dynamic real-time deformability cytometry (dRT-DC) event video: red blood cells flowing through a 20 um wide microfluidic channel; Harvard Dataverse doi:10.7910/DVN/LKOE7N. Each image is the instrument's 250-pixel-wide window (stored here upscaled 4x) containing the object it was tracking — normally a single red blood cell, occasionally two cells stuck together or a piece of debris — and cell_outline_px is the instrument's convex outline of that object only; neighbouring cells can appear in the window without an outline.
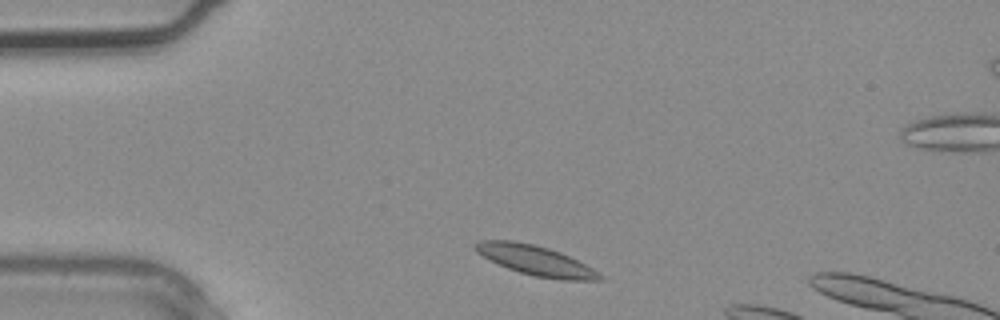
{"species": "common noctule bat (a hibernating species)", "species_latin": "Nyctalus noctula", "temperature_condition": "warm", "stored_images_in_passage": 2, "segment_of_instrument_passage": [2, 2], "camera_frame_rate_fps": 3000, "um_per_image_px": 0.085, "animal": {"sex": "male", "body_mass_g": 20.4}, "frame": {"image": 1, "passage_image": 2, "time_ms": 0.333, "image_size_px": [1000, 320], "cell_outline_px": [[604, 280], [560, 280], [536, 276], [520, 272], [508, 268], [476, 252], [476, 244], [480, 240], [512, 240], [532, 244], [548, 248], [560, 252], [600, 272], [604, 276]], "centroid_in_image_um": [45.59, 22.15], "position_along_channel_um": 39.4, "area_um2": 21.21}}